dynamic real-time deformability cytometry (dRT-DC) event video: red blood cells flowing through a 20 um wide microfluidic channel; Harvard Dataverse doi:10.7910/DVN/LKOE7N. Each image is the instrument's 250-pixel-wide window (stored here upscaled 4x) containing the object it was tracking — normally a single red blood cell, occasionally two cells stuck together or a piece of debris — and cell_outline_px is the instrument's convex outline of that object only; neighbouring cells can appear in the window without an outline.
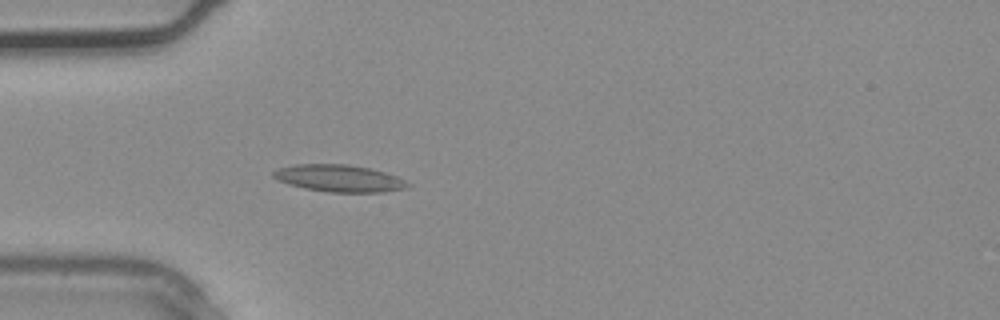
{"species": "common noctule bat (a hibernating species)", "species_latin": "Nyctalus noctula", "temperature_condition": "warm", "stored_images_in_passage": 3, "camera_frame_rate_fps": 3000, "um_per_image_px": 0.085, "animal": {"sex": "male", "body_mass_g": 20.4}, "frame": {"image": 1, "passage_image": 3, "time_ms": 0.667, "image_size_px": [1000, 320], "cell_outline_px": [[412, 184], [408, 188], [380, 192], [332, 192], [304, 188], [288, 184], [272, 176], [272, 172], [280, 168], [296, 164], [348, 164], [368, 168], [384, 172], [396, 176]], "centroid_in_image_um": [28.85, 15.15], "position_along_channel_um": 56.2, "area_um2": 20.98}}